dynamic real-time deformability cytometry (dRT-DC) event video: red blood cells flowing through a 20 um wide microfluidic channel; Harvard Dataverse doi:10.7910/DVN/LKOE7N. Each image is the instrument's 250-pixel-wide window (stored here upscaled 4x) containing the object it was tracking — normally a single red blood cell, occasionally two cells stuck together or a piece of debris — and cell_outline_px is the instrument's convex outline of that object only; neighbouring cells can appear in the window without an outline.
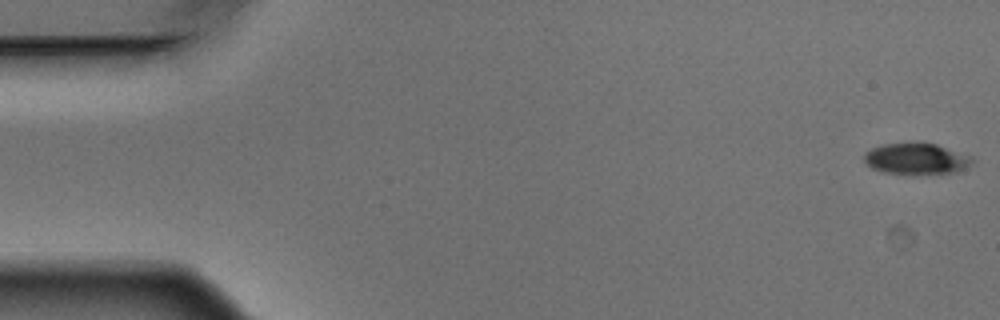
{"species": "Egyptian fruit bat (a non-hibernating species)", "species_latin": "Rousettus aegyptiacus", "temperature_condition": "warm", "stored_images_in_passage": 5, "camera_frame_rate_fps": 3000, "um_per_image_px": 0.085, "animal": {"sex": "male"}, "frame": {"image": 1, "passage_image": 1, "time_ms": 0.0, "image_size_px": [1000, 320], "cell_outline_px": [[972, 164], [956, 172], [884, 172], [872, 168], [864, 160], [864, 152], [872, 148], [884, 144], [936, 144], [972, 156]], "centroid_in_image_um": [77.88, 13.47], "position_along_channel_um": 7.1, "area_um2": 18.67}}
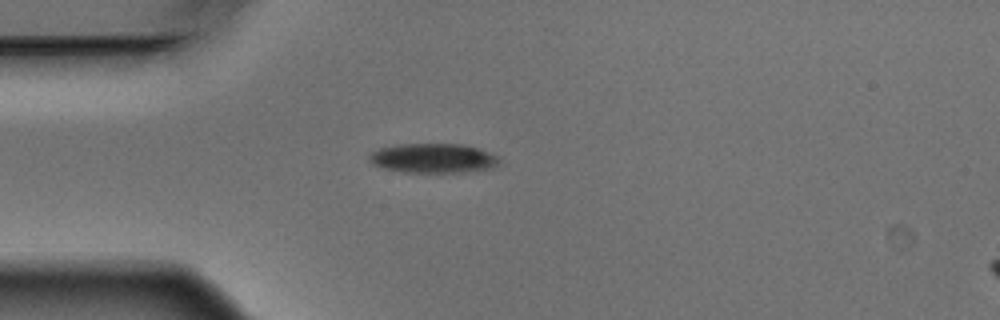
{"frame": {"image": 2, "passage_image": 5, "time_ms": 1.333, "image_size_px": [1000, 320], "cell_outline_px": [[500, 160], [492, 168], [464, 172], [404, 172], [384, 168], [372, 164], [368, 160], [368, 156], [372, 152], [380, 148], [396, 144], [460, 144], [476, 148], [500, 156]], "centroid_in_image_um": [36.8, 13.45], "position_along_channel_um": 48.2, "area_um2": 22.25}}